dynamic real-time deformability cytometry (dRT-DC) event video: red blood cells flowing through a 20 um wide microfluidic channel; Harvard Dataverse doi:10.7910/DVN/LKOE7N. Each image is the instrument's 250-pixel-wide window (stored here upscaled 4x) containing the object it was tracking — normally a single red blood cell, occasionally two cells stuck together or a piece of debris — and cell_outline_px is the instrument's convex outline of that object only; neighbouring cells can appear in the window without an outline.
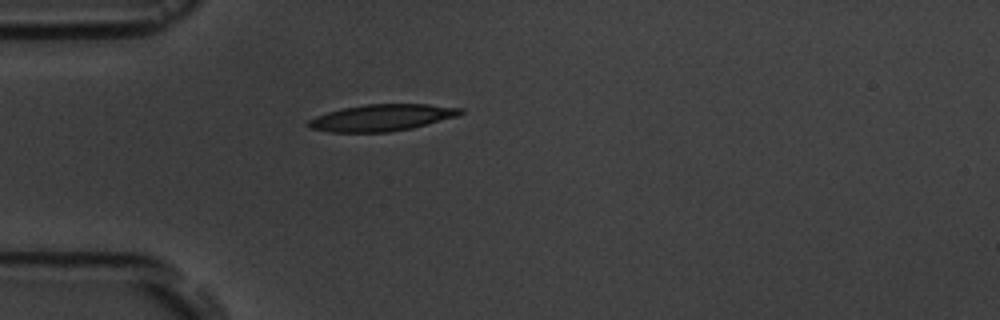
{"species": "common noctule bat (a hibernating species)", "species_latin": "Nyctalus noctula", "temperature_condition": "room temperature", "stored_images_in_passage": 1, "camera_frame_rate_fps": 3000, "um_per_image_px": 0.085, "animal": {"sex": "male", "body_mass_g": 19.5, "forearm_length_mm": 54.6}, "frame": {"image": 1, "passage_image": 1, "time_ms": 0.0, "image_size_px": [1000, 320], "cell_outline_px": [[464, 112], [456, 116], [412, 128], [388, 132], [328, 132], [308, 128], [304, 124], [308, 120], [316, 116], [328, 112], [344, 108], [368, 104], [428, 104], [464, 108]], "centroid_in_image_um": [32.41, 10.0], "position_along_channel_um": 52.6, "area_um2": 23.58}}